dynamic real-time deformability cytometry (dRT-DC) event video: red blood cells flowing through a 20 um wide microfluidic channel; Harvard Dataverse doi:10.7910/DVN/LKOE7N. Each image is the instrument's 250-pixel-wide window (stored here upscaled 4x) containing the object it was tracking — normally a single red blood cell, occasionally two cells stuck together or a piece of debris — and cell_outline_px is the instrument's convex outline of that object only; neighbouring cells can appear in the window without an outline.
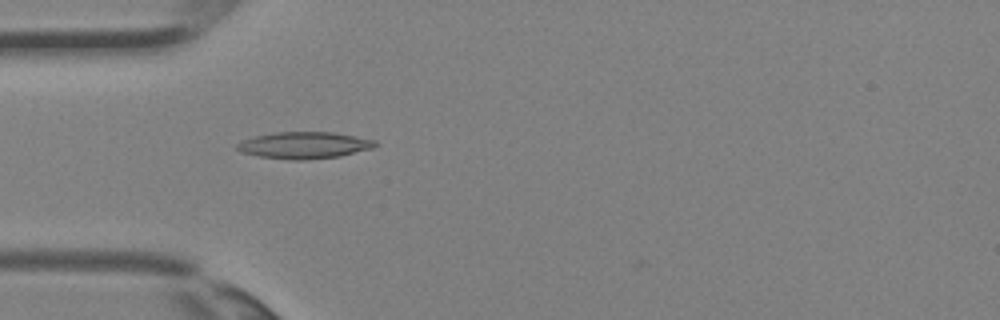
{"species": "Egyptian fruit bat (a non-hibernating species)", "species_latin": "Rousettus aegyptiacus", "temperature_condition": "room temperature", "stored_images_in_passage": 4, "camera_frame_rate_fps": 3000, "um_per_image_px": 0.085, "animal": {"sex": "female"}, "frame": {"image": 1, "passage_image": 3, "time_ms": 0.667, "image_size_px": [1000, 320], "cell_outline_px": [[376, 144], [372, 148], [340, 156], [304, 160], [288, 160], [256, 156], [240, 152], [236, 148], [236, 144], [240, 140], [256, 136], [276, 132], [332, 132], [376, 140]], "centroid_in_image_um": [25.79, 12.35], "position_along_channel_um": 59.2, "area_um2": 21.56}}